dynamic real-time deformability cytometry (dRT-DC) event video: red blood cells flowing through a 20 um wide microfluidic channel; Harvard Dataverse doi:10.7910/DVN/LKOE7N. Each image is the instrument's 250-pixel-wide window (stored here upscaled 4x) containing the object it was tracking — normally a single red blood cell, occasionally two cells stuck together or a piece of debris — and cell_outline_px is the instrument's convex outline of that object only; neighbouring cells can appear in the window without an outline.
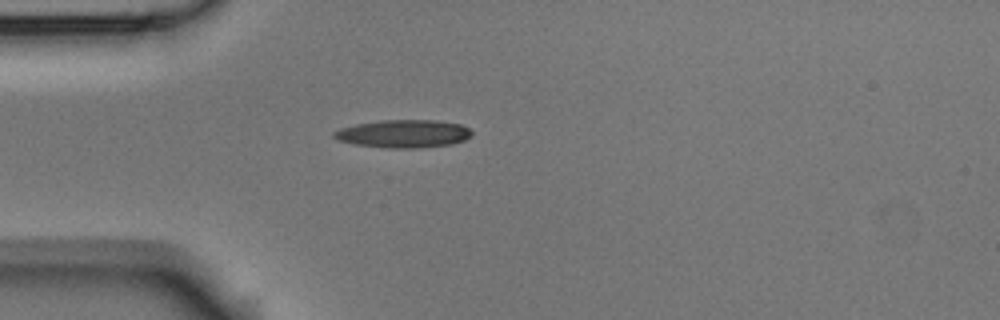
{"species": "Egyptian fruit bat (a non-hibernating species)", "species_latin": "Rousettus aegyptiacus", "temperature_condition": "room temperature", "stored_images_in_passage": 1, "camera_frame_rate_fps": 3000, "um_per_image_px": 0.085, "animal": {"sex": "male"}, "frame": {"image": 1, "passage_image": 1, "time_ms": 0.0, "image_size_px": [1000, 320], "cell_outline_px": [[472, 136], [464, 140], [452, 144], [416, 148], [388, 148], [356, 144], [340, 140], [332, 136], [332, 132], [340, 128], [356, 124], [380, 120], [436, 120], [460, 124], [468, 128], [472, 132]], "centroid_in_image_um": [34.31, 11.36], "position_along_channel_um": 50.7, "area_um2": 22.37}}